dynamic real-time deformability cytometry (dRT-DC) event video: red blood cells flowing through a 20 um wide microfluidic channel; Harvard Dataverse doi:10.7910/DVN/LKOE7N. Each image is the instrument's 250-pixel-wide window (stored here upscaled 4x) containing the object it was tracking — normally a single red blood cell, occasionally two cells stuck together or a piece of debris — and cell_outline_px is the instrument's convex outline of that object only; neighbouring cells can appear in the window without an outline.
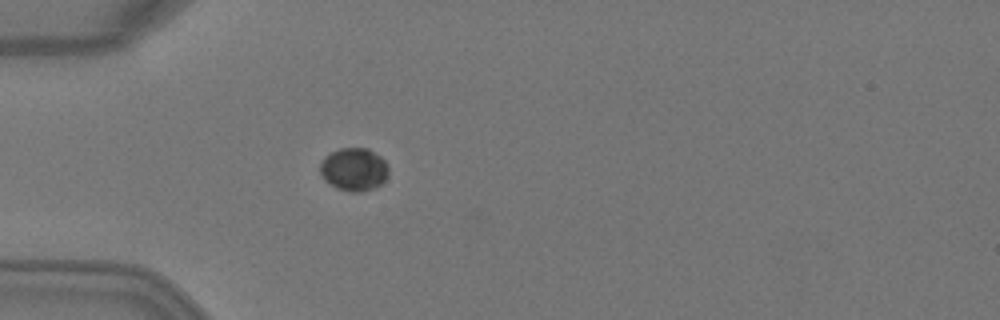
{"species": "Egyptian fruit bat (a non-hibernating species)", "species_latin": "Rousettus aegyptiacus", "temperature_condition": "warm", "stored_images_in_passage": 3, "camera_frame_rate_fps": 3000, "um_per_image_px": 0.085, "animal": {"sex": "female"}, "frame": {"image": 1, "passage_image": 3, "time_ms": 0.667, "image_size_px": [1000, 320], "cell_outline_px": [[388, 176], [380, 184], [372, 188], [360, 192], [352, 192], [336, 188], [324, 180], [320, 172], [320, 164], [324, 156], [340, 148], [368, 148], [380, 156], [388, 164]], "centroid_in_image_um": [30.08, 14.39], "position_along_channel_um": 54.9, "area_um2": 17.17}}